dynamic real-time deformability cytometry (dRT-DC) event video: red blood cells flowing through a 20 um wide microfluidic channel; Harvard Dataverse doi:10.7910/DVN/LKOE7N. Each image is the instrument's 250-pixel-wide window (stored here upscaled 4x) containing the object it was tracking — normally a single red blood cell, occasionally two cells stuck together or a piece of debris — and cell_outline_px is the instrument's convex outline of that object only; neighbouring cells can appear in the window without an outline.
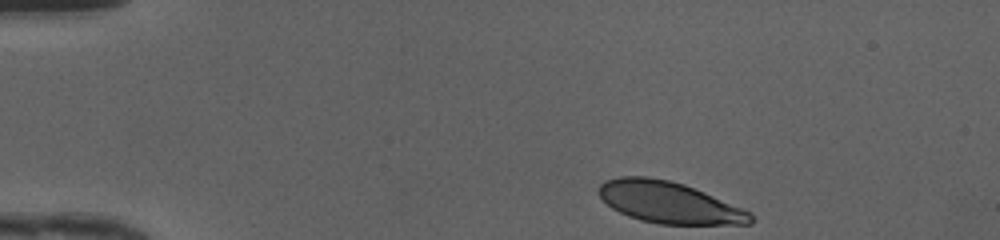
{"species": "human", "species_latin": "Homo sapiens", "temperature_condition": "cold", "stored_images_in_passage": 42, "camera_frame_rate_fps": 3000, "um_per_image_px": 0.085, "donor": {"sex": "female"}, "frame": {"image": 1, "passage_image": 1, "time_ms": 0.0, "image_size_px": [1000, 240], "cell_outline_px": [[756, 220], [752, 224], [660, 224], [640, 220], [628, 216], [612, 208], [596, 192], [600, 184], [604, 180], [620, 176], [648, 176], [668, 180], [684, 184], [704, 192], [740, 208], [748, 212]], "centroid_in_image_um": [56.82, 17.2], "position_along_channel_um": 28.2, "area_um2": 36.47}}
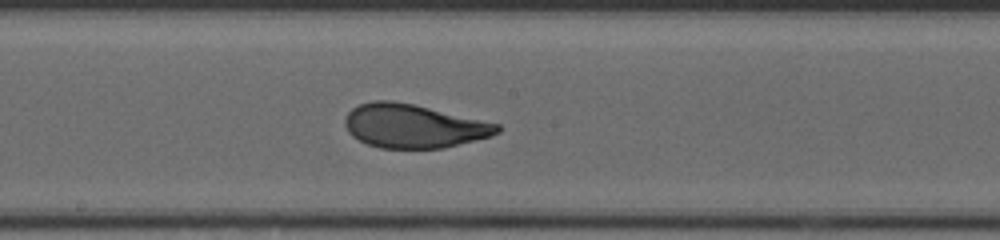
{"frame": {"image": 2, "passage_image": 20, "time_ms": 6.333, "image_size_px": [1000, 240], "cell_outline_px": [[500, 132], [492, 136], [444, 148], [380, 148], [368, 144], [352, 136], [348, 132], [344, 124], [344, 120], [348, 112], [352, 108], [360, 104], [372, 100], [392, 100], [412, 104], [500, 124]], "centroid_in_image_um": [35.14, 10.71], "position_along_channel_um": 213.1, "area_um2": 38.67}}
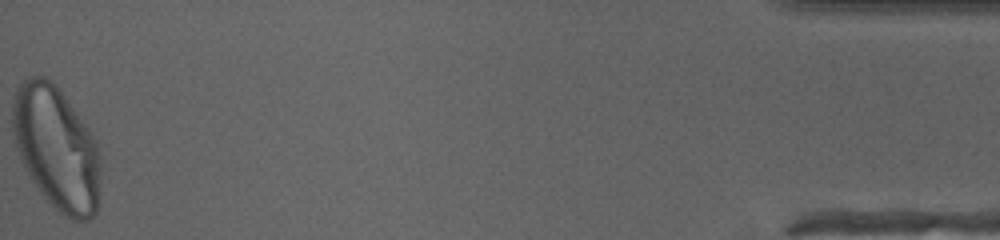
{"frame": {"image": 3, "passage_image": 42, "time_ms": 13.667, "image_size_px": [1000, 240], "cell_outline_px": [[100, 204], [96, 212], [88, 220], [72, 220], [60, 212], [44, 196], [32, 180], [24, 168], [16, 148], [12, 128], [12, 104], [16, 88], [24, 80], [32, 76], [44, 76], [60, 88], [96, 140], [100, 160]], "centroid_in_image_um": [4.81, 12.59], "position_along_channel_um": 430.4, "area_um2": 63.52}, "authors_computed_cell_mechanics": {"area_um2": 39.1017, "velocity_mm_per_s": 4.1831, "shape_relaxation_time_tau1_ms": 5.187, "shape_relaxation_time_tau2_ms": null, "deformation_change_tau1": 0.2179, "deformation_change_tau2": null}}